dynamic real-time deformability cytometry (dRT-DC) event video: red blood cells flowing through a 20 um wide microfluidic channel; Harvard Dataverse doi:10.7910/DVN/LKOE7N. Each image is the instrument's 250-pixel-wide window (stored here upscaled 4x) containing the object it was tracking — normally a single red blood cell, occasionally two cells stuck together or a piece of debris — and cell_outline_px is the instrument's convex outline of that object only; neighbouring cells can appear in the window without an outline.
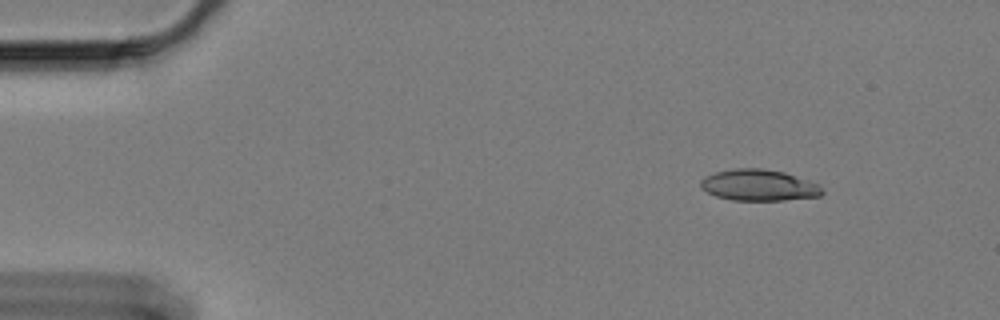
{"species": "Egyptian fruit bat (a non-hibernating species)", "species_latin": "Rousettus aegyptiacus", "temperature_condition": "cold", "stored_images_in_passage": 54, "camera_frame_rate_fps": 3000, "um_per_image_px": 0.085, "animal": {"sex": "female"}, "frame": {"image": 1, "passage_image": 1, "time_ms": 0.0, "image_size_px": [1000, 320], "cell_outline_px": [[824, 192], [820, 196], [784, 200], [732, 200], [716, 196], [708, 192], [700, 184], [700, 180], [716, 172], [736, 168], [760, 168], [784, 172], [816, 184]], "centroid_in_image_um": [64.49, 15.74], "position_along_channel_um": 20.5, "area_um2": 21.68}}
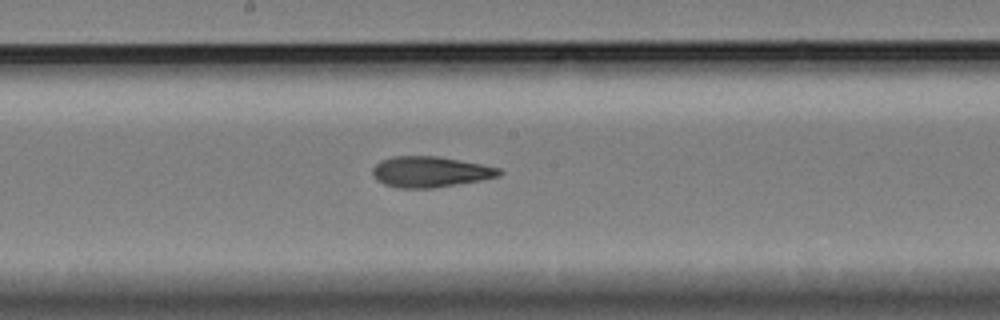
{"frame": {"image": 2, "passage_image": 26, "time_ms": 8.333, "image_size_px": [1000, 320], "cell_outline_px": [[504, 172], [500, 176], [480, 180], [432, 188], [400, 188], [384, 184], [376, 180], [372, 176], [372, 168], [380, 160], [392, 156], [436, 156], [484, 164], [500, 168]], "centroid_in_image_um": [36.56, 14.6], "position_along_channel_um": 211.6, "area_um2": 22.83}}
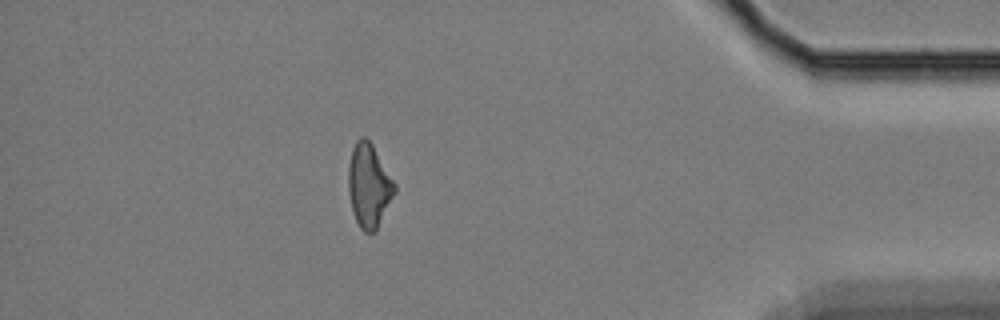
{"frame": {"image": 3, "passage_image": 47, "time_ms": 15.333, "image_size_px": [1000, 320], "cell_outline_px": [[396, 192], [376, 228], [372, 232], [364, 232], [360, 228], [356, 220], [352, 208], [348, 188], [348, 168], [352, 148], [356, 140], [360, 136], [364, 136], [372, 144], [396, 184]], "centroid_in_image_um": [31.35, 15.73], "position_along_channel_um": 403.8, "area_um2": 22.25}, "authors_computed_cell_mechanics": {"area_um2": 22.4842, "velocity_mm_per_s": 3.324, "shape_relaxation_time_tau1_ms": null, "shape_relaxation_time_tau2_ms": 3.8702, "deformation_change_tau1": null, "deformation_change_tau2": 0.117}}